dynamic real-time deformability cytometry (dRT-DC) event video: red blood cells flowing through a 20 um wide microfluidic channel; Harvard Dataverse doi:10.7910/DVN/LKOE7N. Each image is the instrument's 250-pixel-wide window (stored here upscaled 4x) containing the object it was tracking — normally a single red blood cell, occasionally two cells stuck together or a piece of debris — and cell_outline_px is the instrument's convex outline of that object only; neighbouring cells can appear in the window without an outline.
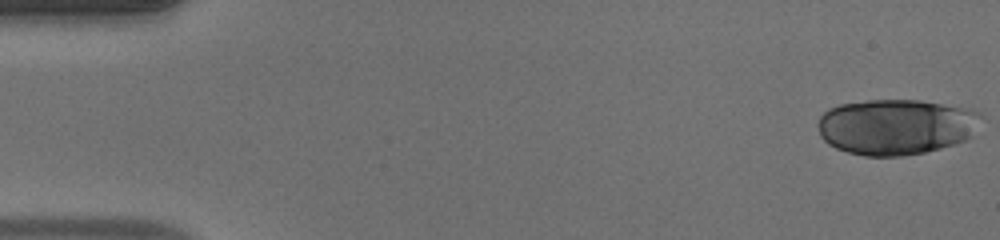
{"species": "human", "species_latin": "Homo sapiens", "temperature_condition": "warm", "stored_images_in_passage": 49, "camera_frame_rate_fps": 3000, "um_per_image_px": 0.085, "donor": {"sex": "male"}, "frame": {"image": 1, "passage_image": 1, "time_ms": 0.0, "image_size_px": [1000, 240], "cell_outline_px": [[984, 116], [968, 136], [964, 140], [940, 148], [924, 152], [904, 156], [864, 156], [848, 152], [836, 148], [828, 144], [820, 136], [820, 116], [828, 108], [840, 104], [868, 100], [920, 100], [972, 108], [980, 112]], "centroid_in_image_um": [76.17, 10.76], "position_along_channel_um": 8.8, "area_um2": 52.94}}
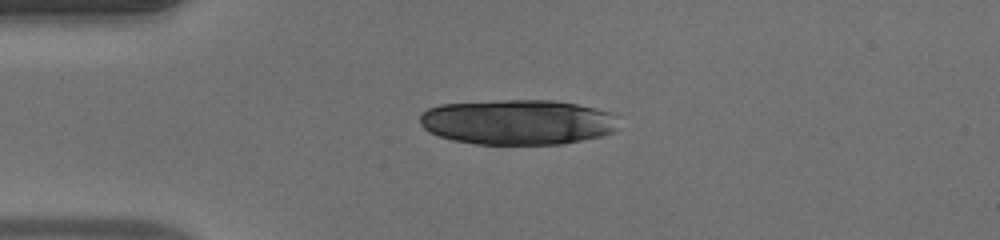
{"frame": {"image": 2, "passage_image": 12, "time_ms": 3.667, "image_size_px": [1000, 240], "cell_outline_px": [[612, 132], [600, 136], [560, 144], [476, 144], [452, 140], [440, 136], [424, 128], [420, 124], [420, 116], [428, 108], [440, 104], [500, 100], [556, 100], [596, 108], [612, 112]], "centroid_in_image_um": [43.92, 10.37], "position_along_channel_um": 41.1, "area_um2": 51.85}}